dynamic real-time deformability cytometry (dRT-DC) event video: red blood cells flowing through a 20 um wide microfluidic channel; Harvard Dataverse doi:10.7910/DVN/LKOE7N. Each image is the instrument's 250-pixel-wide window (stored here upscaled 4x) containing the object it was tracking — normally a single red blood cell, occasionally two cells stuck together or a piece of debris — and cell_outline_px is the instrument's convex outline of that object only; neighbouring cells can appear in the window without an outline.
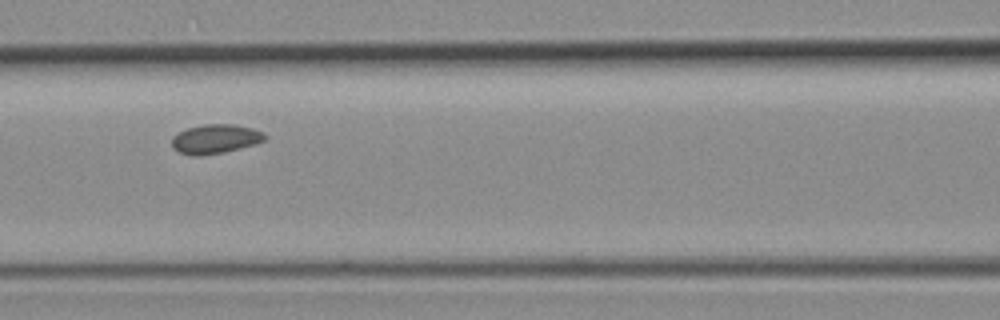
{"species": "common noctule bat (a hibernating species)", "species_latin": "Nyctalus noctula", "temperature_condition": "room temperature", "stored_images_in_passage": 4, "segment_of_instrument_passage": [1, 2], "camera_frame_rate_fps": 3000, "um_per_image_px": 0.085, "animal": {"sex": "female", "body_mass_g": 19.3, "forearm_length_mm": 54.1}, "frame": {"image": 1, "passage_image": 3, "time_ms": 2.0, "image_size_px": [1000, 320], "cell_outline_px": [[268, 136], [264, 140], [252, 144], [224, 152], [196, 156], [192, 156], [180, 152], [172, 148], [172, 136], [188, 128], [204, 124], [236, 124], [252, 128], [264, 132]], "centroid_in_image_um": [18.3, 11.8], "position_along_channel_um": 148.3, "area_um2": 15.72}}